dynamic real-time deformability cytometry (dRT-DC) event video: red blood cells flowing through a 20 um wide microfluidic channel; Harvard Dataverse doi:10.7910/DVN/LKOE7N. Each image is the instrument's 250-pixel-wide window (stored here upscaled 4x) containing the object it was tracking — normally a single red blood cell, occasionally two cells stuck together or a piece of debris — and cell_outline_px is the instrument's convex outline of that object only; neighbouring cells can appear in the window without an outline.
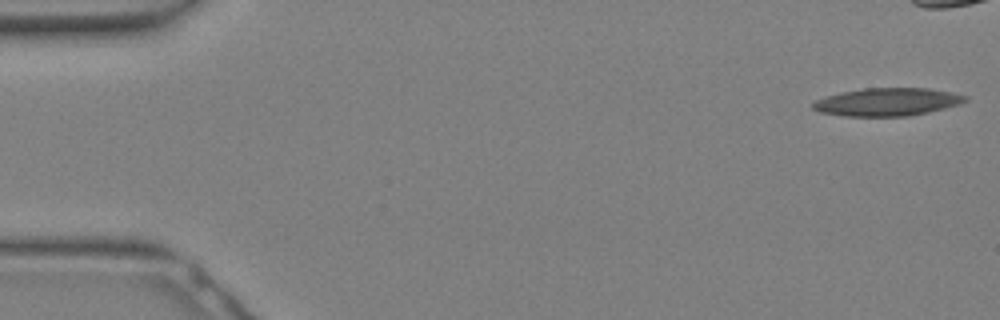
{"species": "Egyptian fruit bat (a non-hibernating species)", "species_latin": "Rousettus aegyptiacus", "temperature_condition": "warm", "stored_images_in_passage": 20, "segment_of_instrument_passage": [1, 2], "camera_frame_rate_fps": 3000, "um_per_image_px": 0.085, "animal": {"sex": "female"}, "frame": {"image": 1, "passage_image": 1, "time_ms": 0.0, "image_size_px": [1000, 320], "cell_outline_px": [[968, 100], [960, 104], [928, 112], [908, 116], [844, 116], [820, 112], [812, 108], [812, 104], [816, 100], [840, 92], [864, 88], [928, 88], [968, 96]], "centroid_in_image_um": [75.42, 8.66], "position_along_channel_um": 9.6, "area_um2": 24.62}}
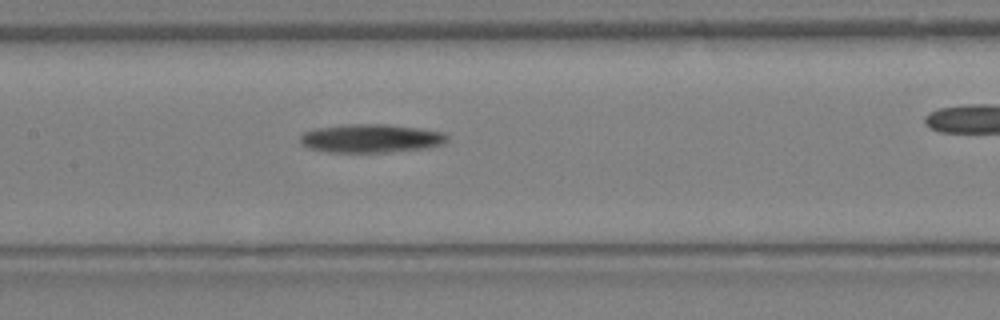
{"frame": {"image": 2, "passage_image": 15, "time_ms": 4.667, "image_size_px": [1000, 320], "cell_outline_px": [[448, 140], [444, 144], [424, 148], [384, 152], [328, 152], [308, 148], [300, 144], [300, 136], [304, 132], [316, 128], [348, 124], [388, 124], [420, 128], [444, 132], [448, 136]], "centroid_in_image_um": [31.53, 11.75], "position_along_channel_um": 175.9, "area_um2": 24.51}}
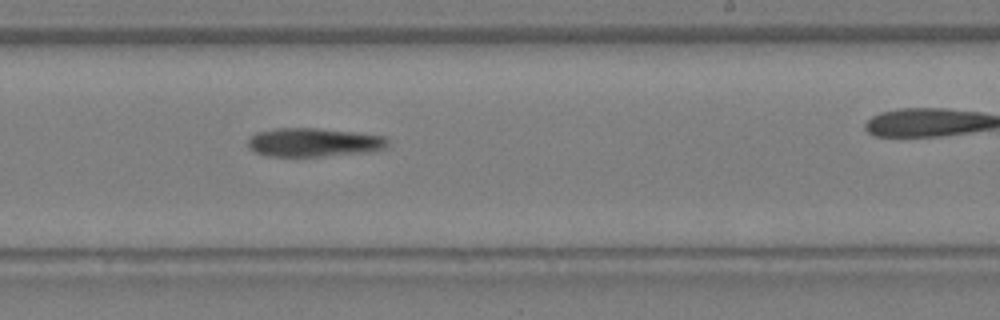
{"frame": {"image": 3, "passage_image": 19, "time_ms": 6.0, "image_size_px": [1000, 320], "cell_outline_px": [[388, 148], [376, 152], [320, 156], [264, 156], [252, 152], [248, 148], [248, 136], [256, 132], [276, 128], [316, 128], [352, 132], [384, 136], [388, 140]], "centroid_in_image_um": [26.65, 12.11], "position_along_channel_um": 262.4, "area_um2": 23.81}}